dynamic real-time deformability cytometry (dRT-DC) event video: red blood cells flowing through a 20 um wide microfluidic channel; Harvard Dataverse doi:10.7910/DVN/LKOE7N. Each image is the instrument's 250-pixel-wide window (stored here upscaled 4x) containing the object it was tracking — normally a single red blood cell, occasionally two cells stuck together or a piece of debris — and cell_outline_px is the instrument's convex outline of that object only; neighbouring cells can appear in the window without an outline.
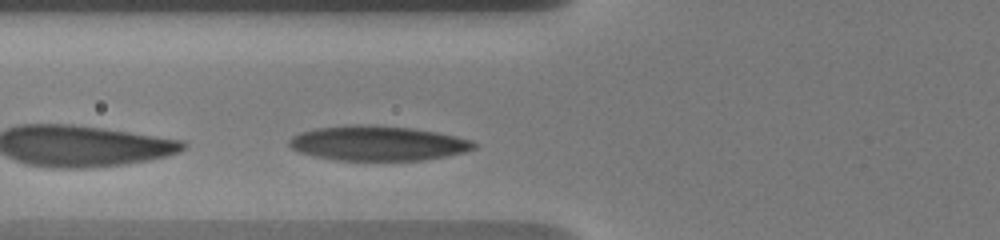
{"species": "human", "species_latin": "Homo sapiens", "temperature_condition": "warm", "stored_images_in_passage": 34, "camera_frame_rate_fps": 3000, "um_per_image_px": 0.085, "donor": {"sex": "male"}, "frame": {"image": 1, "passage_image": 6, "time_ms": 1.667, "image_size_px": [1000, 240], "cell_outline_px": [[476, 148], [464, 152], [424, 160], [340, 160], [316, 156], [300, 152], [292, 148], [288, 144], [288, 140], [292, 136], [300, 132], [316, 128], [360, 124], [368, 124], [412, 128], [436, 132], [456, 136], [472, 140], [476, 144]], "centroid_in_image_um": [32.12, 12.17], "position_along_channel_um": 93.7, "area_um2": 37.28}}
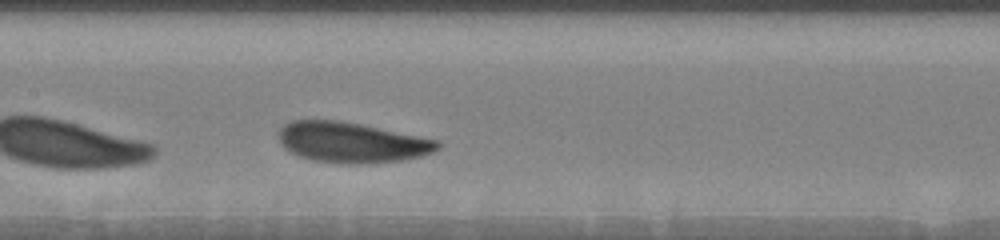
{"frame": {"image": 2, "passage_image": 13, "time_ms": 4.0, "image_size_px": [1000, 240], "cell_outline_px": [[440, 148], [432, 152], [420, 156], [400, 160], [368, 164], [344, 164], [312, 160], [300, 156], [284, 148], [276, 132], [284, 124], [292, 120], [340, 120], [440, 140]], "centroid_in_image_um": [29.88, 12.1], "position_along_channel_um": 177.5, "area_um2": 37.57}}
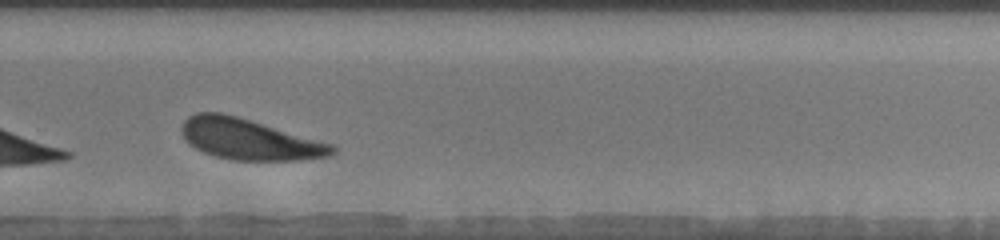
{"frame": {"image": 3, "passage_image": 25, "time_ms": 7.667, "image_size_px": [1000, 240], "cell_outline_px": [[336, 152], [328, 156], [300, 160], [232, 160], [216, 156], [204, 152], [196, 148], [184, 136], [184, 120], [188, 116], [196, 112], [220, 112], [252, 120], [336, 144]], "centroid_in_image_um": [21.28, 11.83], "position_along_channel_um": 308.5, "area_um2": 35.72}, "authors_computed_cell_mechanics": {"area_um2": 37.0498, "velocity_mm_per_s": 3.585, "shape_relaxation_time_tau1_ms": 1.6325, "shape_relaxation_time_tau2_ms": 3.5825, "deformation_change_tau1": 0.0913, "deformation_change_tau2": 0.1268}}